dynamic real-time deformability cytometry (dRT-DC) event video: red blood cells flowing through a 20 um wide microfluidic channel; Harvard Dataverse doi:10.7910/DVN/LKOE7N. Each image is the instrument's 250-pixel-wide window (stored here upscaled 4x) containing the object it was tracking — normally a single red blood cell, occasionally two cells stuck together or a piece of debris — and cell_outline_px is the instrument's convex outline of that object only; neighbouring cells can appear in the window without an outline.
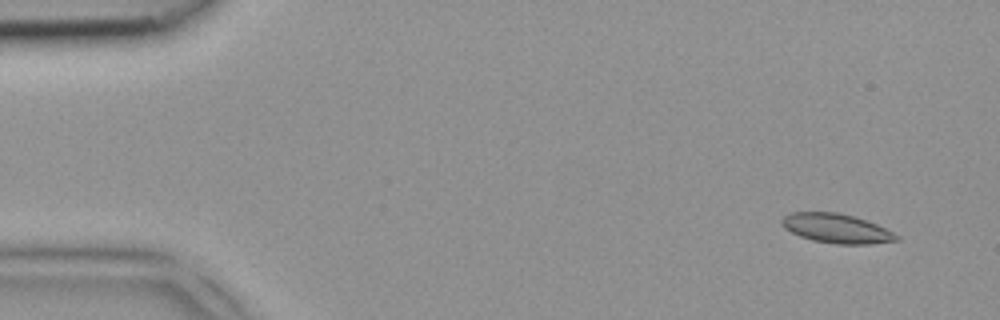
{"species": "common noctule bat (a hibernating species)", "species_latin": "Nyctalus noctula", "temperature_condition": "room temperature", "stored_images_in_passage": 3, "camera_frame_rate_fps": 3000, "um_per_image_px": 0.085, "animal": {"sex": "female", "body_mass_g": 18.4}, "frame": {"image": 1, "passage_image": 1, "time_ms": 0.0, "image_size_px": [1000, 320], "cell_outline_px": [[900, 240], [868, 244], [836, 244], [812, 240], [800, 236], [784, 228], [780, 224], [780, 220], [784, 216], [792, 212], [836, 212], [852, 216], [876, 224], [900, 236]], "centroid_in_image_um": [71.07, 19.42], "position_along_channel_um": 13.9, "area_um2": 19.48}}